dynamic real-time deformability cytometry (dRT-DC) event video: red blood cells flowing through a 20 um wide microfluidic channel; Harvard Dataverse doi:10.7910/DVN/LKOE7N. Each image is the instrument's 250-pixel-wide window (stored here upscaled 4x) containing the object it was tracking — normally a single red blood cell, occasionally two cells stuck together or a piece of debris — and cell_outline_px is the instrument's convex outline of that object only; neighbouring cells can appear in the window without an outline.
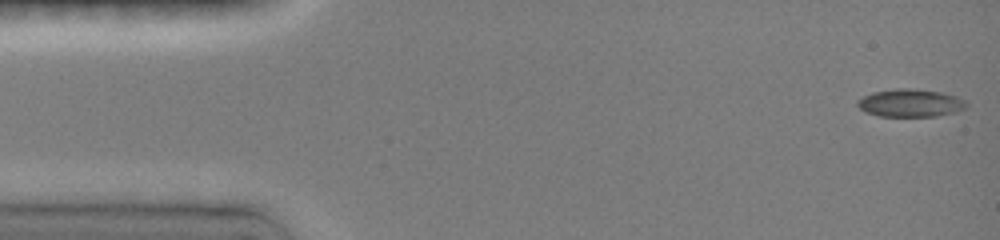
{"species": "common noctule bat (a hibernating species)", "species_latin": "Nyctalus noctula", "temperature_condition": "room temperature", "stored_images_in_passage": 30, "camera_frame_rate_fps": 3000, "um_per_image_px": 0.085, "animal": {"sex": "female", "body_mass_g": 19.0, "forearm_length_mm": 51.5}, "frame": {"image": 1, "passage_image": 1, "time_ms": 0.0, "image_size_px": [1000, 240], "cell_outline_px": [[968, 104], [964, 108], [956, 112], [936, 116], [880, 116], [864, 112], [856, 104], [856, 100], [872, 92], [896, 88], [912, 88], [940, 92], [956, 96], [964, 100]], "centroid_in_image_um": [77.35, 8.75], "position_along_channel_um": 7.6, "area_um2": 17.69}}
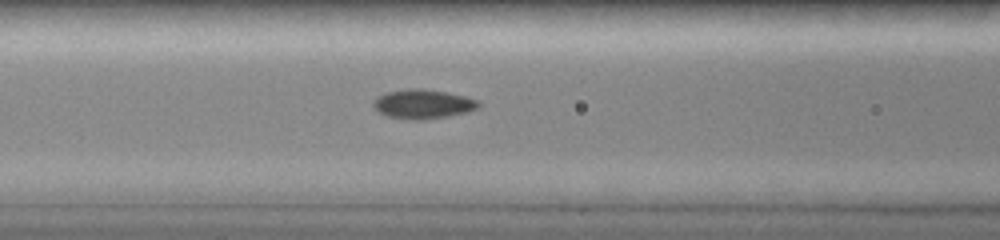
{"frame": {"image": 2, "passage_image": 21, "time_ms": 6.0, "image_size_px": [1000, 240], "cell_outline_px": [[480, 104], [476, 108], [468, 112], [448, 116], [424, 120], [404, 120], [384, 116], [376, 112], [372, 104], [380, 96], [388, 92], [408, 88], [420, 88], [444, 92], [464, 96], [476, 100]], "centroid_in_image_um": [35.9, 8.87], "position_along_channel_um": 130.7, "area_um2": 17.98}}
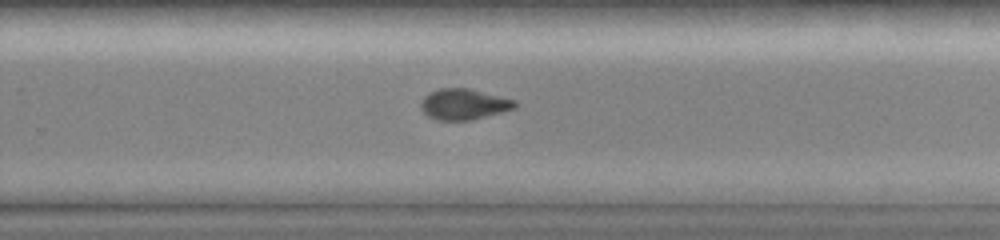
{"frame": {"image": 3, "passage_image": 29, "time_ms": 10.0, "image_size_px": [1000, 240], "cell_outline_px": [[516, 108], [472, 120], [436, 120], [428, 116], [420, 108], [420, 104], [424, 96], [428, 92], [440, 88], [468, 88], [516, 100]], "centroid_in_image_um": [39.4, 8.86], "position_along_channel_um": 290.4, "area_um2": 16.94}}